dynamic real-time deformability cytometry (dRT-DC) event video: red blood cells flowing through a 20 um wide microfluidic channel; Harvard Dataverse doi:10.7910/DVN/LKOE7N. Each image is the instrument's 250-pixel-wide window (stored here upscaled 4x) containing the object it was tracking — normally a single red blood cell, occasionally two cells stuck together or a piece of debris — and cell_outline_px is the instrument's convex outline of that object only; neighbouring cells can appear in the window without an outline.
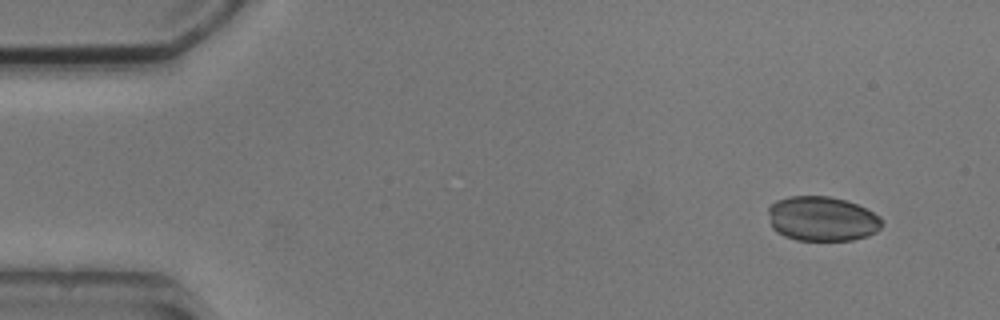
{"species": "common noctule bat (a hibernating species)", "species_latin": "Nyctalus noctula", "temperature_condition": "cold", "stored_images_in_passage": 5, "segment_of_instrument_passage": [1, 2], "camera_frame_rate_fps": 3000, "um_per_image_px": 0.085, "animal": {"sex": "male", "body_mass_g": 20.5, "forearm_length_mm": 52.5}, "frame": {"image": 1, "passage_image": 1, "time_ms": 0.0, "image_size_px": [1000, 320], "cell_outline_px": [[880, 228], [876, 232], [852, 240], [796, 240], [784, 236], [776, 232], [772, 228], [768, 212], [768, 208], [776, 200], [788, 196], [828, 196], [844, 200], [856, 204], [880, 216]], "centroid_in_image_um": [69.82, 18.59], "position_along_channel_um": 15.2, "area_um2": 29.42}}
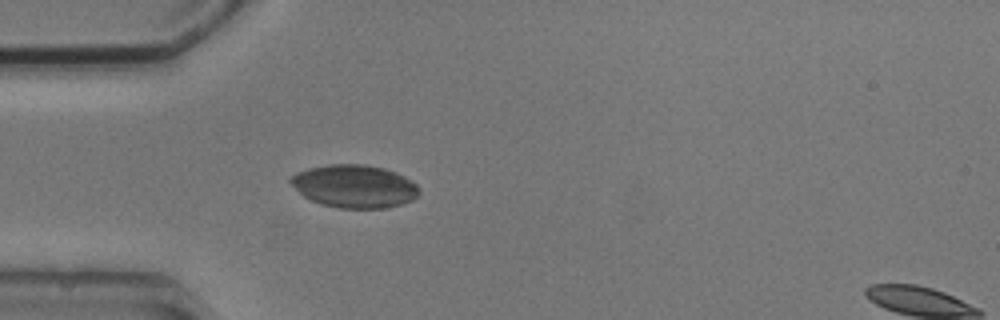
{"frame": {"image": 2, "passage_image": 4, "time_ms": 3.667, "image_size_px": [1000, 320], "cell_outline_px": [[420, 192], [412, 200], [400, 204], [384, 208], [340, 208], [320, 204], [304, 196], [288, 180], [296, 172], [308, 168], [328, 164], [364, 164], [384, 168], [396, 172], [404, 176], [416, 184], [420, 188]], "centroid_in_image_um": [30.13, 15.82], "position_along_channel_um": 54.9, "area_um2": 32.08}}